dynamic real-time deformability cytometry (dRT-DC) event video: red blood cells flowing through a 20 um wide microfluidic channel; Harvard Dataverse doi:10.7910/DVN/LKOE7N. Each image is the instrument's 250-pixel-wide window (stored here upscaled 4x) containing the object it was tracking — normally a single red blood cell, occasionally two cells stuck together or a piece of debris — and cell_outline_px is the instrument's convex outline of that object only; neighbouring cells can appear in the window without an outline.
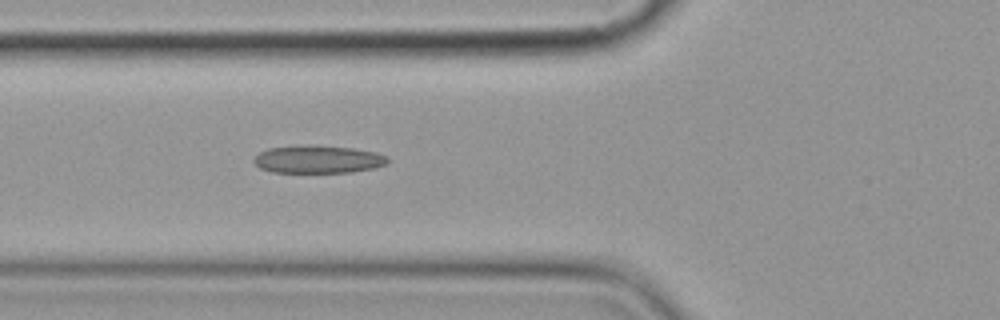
{"species": "common noctule bat (a hibernating species)", "species_latin": "Nyctalus noctula", "temperature_condition": "cold", "stored_images_in_passage": 6, "camera_frame_rate_fps": 3000, "um_per_image_px": 0.085, "animal": {"sex": "female", "body_mass_g": 19.9}, "frame": {"image": 1, "passage_image": 6, "time_ms": 6.0, "image_size_px": [1000, 320], "cell_outline_px": [[388, 164], [376, 168], [352, 172], [272, 172], [260, 168], [252, 160], [260, 152], [268, 148], [296, 144], [352, 148], [376, 152], [388, 156]], "centroid_in_image_um": [27.04, 13.53], "position_along_channel_um": 98.8, "area_um2": 21.85}}